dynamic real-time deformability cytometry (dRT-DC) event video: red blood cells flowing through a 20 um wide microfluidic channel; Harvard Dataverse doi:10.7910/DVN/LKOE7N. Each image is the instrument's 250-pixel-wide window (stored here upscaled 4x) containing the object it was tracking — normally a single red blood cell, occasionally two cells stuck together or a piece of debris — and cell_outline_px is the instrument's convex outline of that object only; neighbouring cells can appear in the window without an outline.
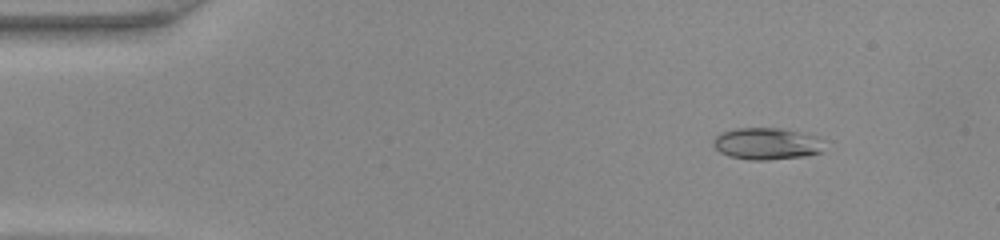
{"species": "common noctule bat (a hibernating species)", "species_latin": "Nyctalus noctula", "temperature_condition": "warm", "stored_images_in_passage": 45, "camera_frame_rate_fps": 3000, "um_per_image_px": 0.085, "animal": {"sex": "female", "body_mass_g": 22.0, "forearm_length_mm": 56.7}, "frame": {"image": 1, "passage_image": 4, "time_ms": 1.0, "image_size_px": [1000, 240], "cell_outline_px": [[820, 152], [804, 156], [768, 160], [752, 160], [728, 156], [720, 152], [712, 144], [712, 140], [720, 132], [736, 128], [780, 128], [816, 136]], "centroid_in_image_um": [65.04, 12.21], "position_along_channel_um": 20.0, "area_um2": 20.17}}
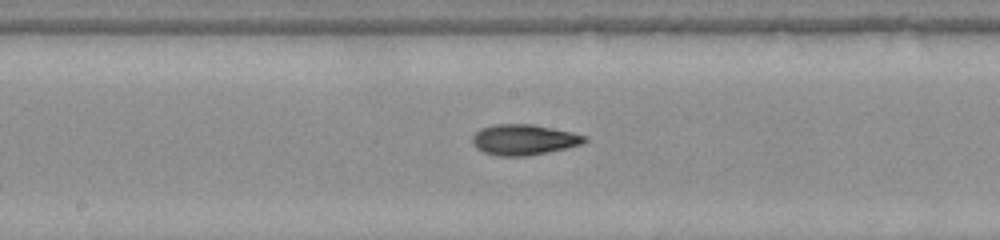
{"frame": {"image": 2, "passage_image": 23, "time_ms": 7.333, "image_size_px": [1000, 240], "cell_outline_px": [[588, 140], [580, 144], [548, 152], [528, 156], [496, 156], [484, 152], [476, 148], [472, 140], [472, 136], [480, 128], [496, 124], [532, 124], [572, 132], [588, 136]], "centroid_in_image_um": [44.51, 11.87], "position_along_channel_um": 203.7, "area_um2": 20.0}}
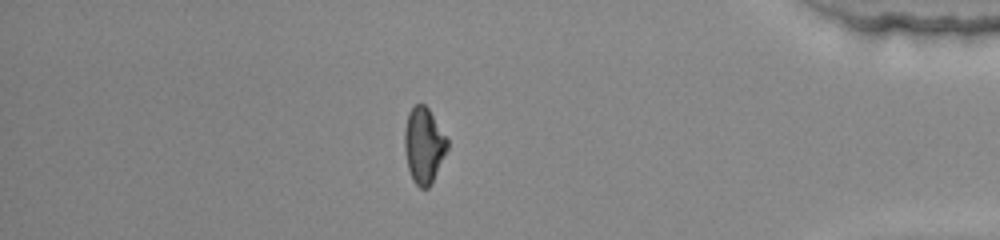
{"frame": {"image": 3, "passage_image": 39, "time_ms": 12.667, "image_size_px": [1000, 240], "cell_outline_px": [[448, 148], [432, 184], [428, 188], [420, 188], [412, 180], [408, 168], [404, 148], [404, 128], [408, 112], [416, 104], [424, 104], [428, 108], [448, 140]], "centroid_in_image_um": [36.01, 12.38], "position_along_channel_um": 399.2, "area_um2": 18.96}}